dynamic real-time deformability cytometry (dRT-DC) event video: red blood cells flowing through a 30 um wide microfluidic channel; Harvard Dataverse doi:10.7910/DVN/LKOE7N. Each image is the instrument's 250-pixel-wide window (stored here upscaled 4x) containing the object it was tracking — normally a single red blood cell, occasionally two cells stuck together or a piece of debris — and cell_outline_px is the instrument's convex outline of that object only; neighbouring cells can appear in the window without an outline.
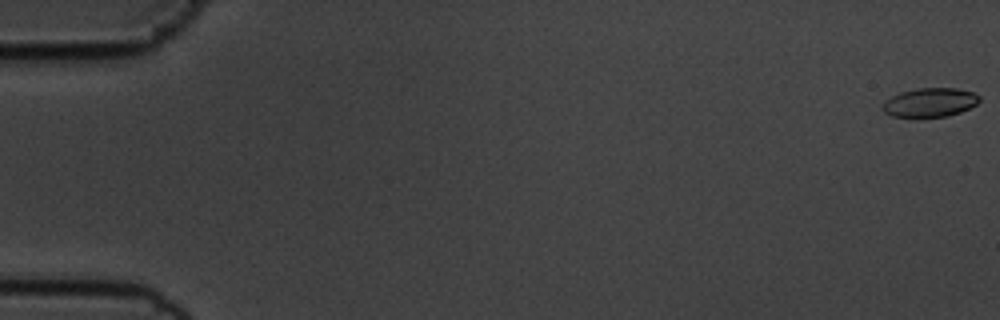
{"species": "common noctule bat (a hibernating species)", "species_latin": "Nyctalus noctula", "temperature_condition": "cold", "stored_images_in_passage": 9, "camera_frame_rate_fps": 3000, "um_per_image_px": 0.085, "animal": {"sex": "male", "body_mass_g": 19.5, "forearm_length_mm": 54.6}, "frame": {"image": 1, "passage_image": 1, "time_ms": 0.0, "image_size_px": [1000, 320], "cell_outline_px": [[980, 100], [976, 104], [960, 112], [948, 116], [892, 116], [884, 112], [880, 108], [884, 100], [900, 92], [916, 88], [956, 88], [972, 92], [980, 96]], "centroid_in_image_um": [79.01, 8.69], "position_along_channel_um": 6.0, "area_um2": 16.24}}